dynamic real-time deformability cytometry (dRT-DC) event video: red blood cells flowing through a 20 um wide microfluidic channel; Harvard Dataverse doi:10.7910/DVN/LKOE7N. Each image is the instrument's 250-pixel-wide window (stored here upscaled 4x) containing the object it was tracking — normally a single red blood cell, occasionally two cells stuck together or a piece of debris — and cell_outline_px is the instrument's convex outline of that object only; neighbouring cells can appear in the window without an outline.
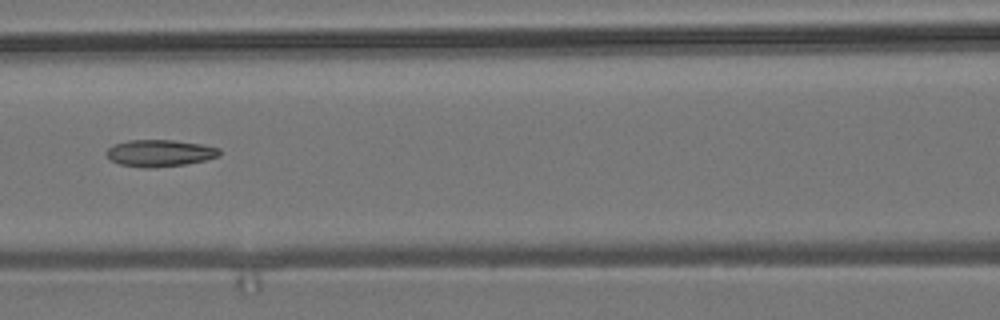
{"species": "common noctule bat (a hibernating species)", "species_latin": "Nyctalus noctula", "temperature_condition": "room temperature", "stored_images_in_passage": 9, "camera_frame_rate_fps": 3000, "um_per_image_px": 0.085, "animal": {"sex": "male", "body_mass_g": 19.2, "forearm_length_mm": 51.8}, "frame": {"image": 1, "passage_image": 6, "time_ms": 7.333, "image_size_px": [1000, 320], "cell_outline_px": [[220, 156], [204, 160], [184, 164], [152, 168], [144, 168], [120, 164], [112, 160], [108, 156], [108, 148], [112, 144], [128, 140], [176, 140], [204, 144], [220, 148]], "centroid_in_image_um": [13.61, 13.0], "position_along_channel_um": 153.0, "area_um2": 17.69}}
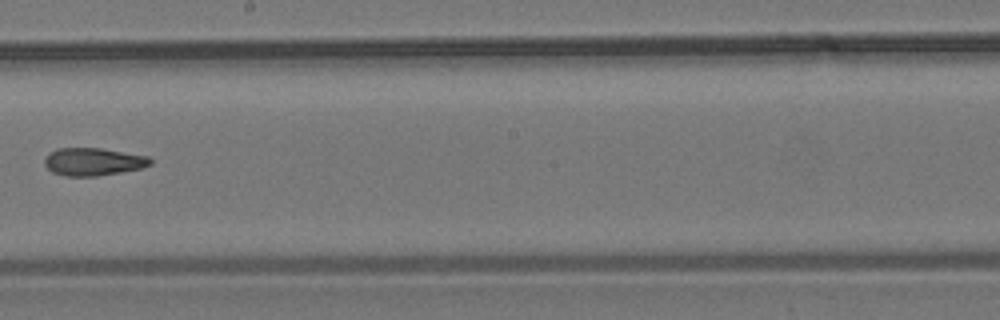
{"frame": {"image": 2, "passage_image": 8, "time_ms": 9.667, "image_size_px": [1000, 320], "cell_outline_px": [[152, 164], [144, 168], [96, 176], [68, 176], [52, 172], [44, 164], [44, 160], [48, 152], [56, 148], [100, 148], [148, 156], [152, 160]], "centroid_in_image_um": [7.92, 13.74], "position_along_channel_um": 240.3, "area_um2": 17.17}}
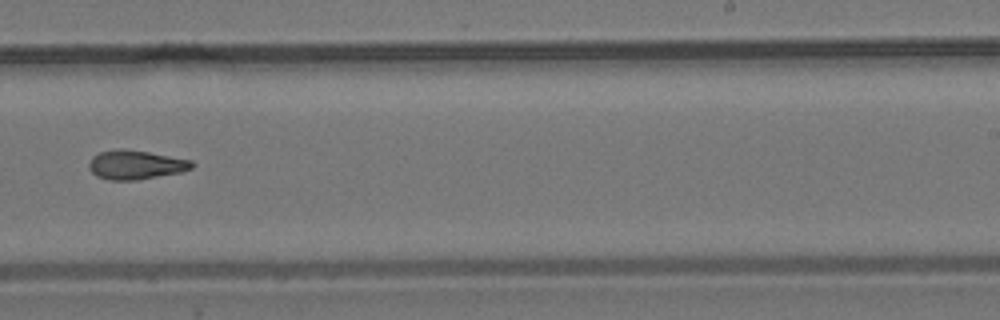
{"frame": {"image": 3, "passage_image": 9, "time_ms": 10.667, "image_size_px": [1000, 320], "cell_outline_px": [[196, 164], [192, 168], [180, 172], [136, 180], [108, 180], [96, 176], [88, 168], [88, 164], [92, 156], [100, 152], [120, 148], [124, 148], [148, 152], [192, 160]], "centroid_in_image_um": [11.51, 14.0], "position_along_channel_um": 277.5, "area_um2": 17.51}}